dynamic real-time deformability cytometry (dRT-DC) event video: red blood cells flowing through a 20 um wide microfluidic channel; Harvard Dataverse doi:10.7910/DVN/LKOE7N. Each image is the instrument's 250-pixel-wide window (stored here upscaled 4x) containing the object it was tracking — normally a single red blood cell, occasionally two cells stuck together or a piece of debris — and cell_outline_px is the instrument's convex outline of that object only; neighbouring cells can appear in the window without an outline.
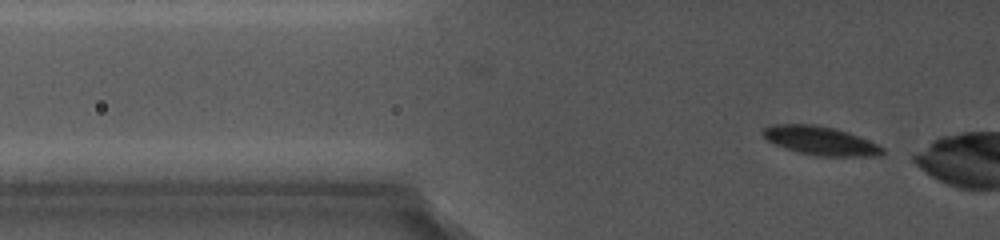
{"species": "common noctule bat (a hibernating species)", "species_latin": "Nyctalus noctula", "temperature_condition": "cold", "stored_images_in_passage": 4, "camera_frame_rate_fps": 5000, "um_per_image_px": 0.085, "animal": {"sex": "female", "body_mass_g": 19.0, "forearm_length_mm": 56.7}, "frame": {"image": 1, "passage_image": 4, "time_ms": 3.6, "image_size_px": [1000, 240], "cell_outline_px": [[884, 152], [880, 156], [820, 156], [800, 152], [784, 148], [768, 140], [760, 132], [764, 128], [772, 124], [812, 124], [836, 128], [848, 132], [868, 140], [884, 148]], "centroid_in_image_um": [69.73, 11.95], "position_along_channel_um": 56.1, "area_um2": 19.88}}